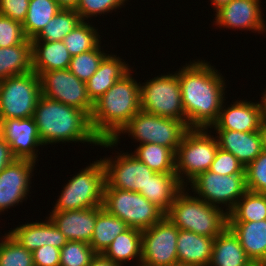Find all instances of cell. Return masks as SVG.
I'll return each instance as SVG.
<instances>
[{"mask_svg": "<svg viewBox=\"0 0 266 266\" xmlns=\"http://www.w3.org/2000/svg\"><path fill=\"white\" fill-rule=\"evenodd\" d=\"M209 62L190 61L176 73L181 89L185 124L189 128H210L219 117L225 100V81Z\"/></svg>", "mask_w": 266, "mask_h": 266, "instance_id": "obj_1", "label": "cell"}, {"mask_svg": "<svg viewBox=\"0 0 266 266\" xmlns=\"http://www.w3.org/2000/svg\"><path fill=\"white\" fill-rule=\"evenodd\" d=\"M41 142L44 145L66 142H87L99 145L93 133L90 117L82 110L41 95L33 114Z\"/></svg>", "mask_w": 266, "mask_h": 266, "instance_id": "obj_2", "label": "cell"}, {"mask_svg": "<svg viewBox=\"0 0 266 266\" xmlns=\"http://www.w3.org/2000/svg\"><path fill=\"white\" fill-rule=\"evenodd\" d=\"M131 70L93 103L90 123L100 140H112L140 110V82Z\"/></svg>", "mask_w": 266, "mask_h": 266, "instance_id": "obj_3", "label": "cell"}, {"mask_svg": "<svg viewBox=\"0 0 266 266\" xmlns=\"http://www.w3.org/2000/svg\"><path fill=\"white\" fill-rule=\"evenodd\" d=\"M185 188L177 194L165 216L181 230L215 238L228 226L227 213L196 195L190 196Z\"/></svg>", "mask_w": 266, "mask_h": 266, "instance_id": "obj_4", "label": "cell"}, {"mask_svg": "<svg viewBox=\"0 0 266 266\" xmlns=\"http://www.w3.org/2000/svg\"><path fill=\"white\" fill-rule=\"evenodd\" d=\"M190 128L182 121L172 118L161 117L149 114L140 110L129 122L119 131L112 140H100L99 145L105 148L117 146L120 134L128 133L131 138L140 142L155 143L170 148L176 153L184 134Z\"/></svg>", "mask_w": 266, "mask_h": 266, "instance_id": "obj_5", "label": "cell"}, {"mask_svg": "<svg viewBox=\"0 0 266 266\" xmlns=\"http://www.w3.org/2000/svg\"><path fill=\"white\" fill-rule=\"evenodd\" d=\"M218 148L216 137L211 136L208 129L190 128L175 153V172L180 183L187 187L188 182L209 170Z\"/></svg>", "mask_w": 266, "mask_h": 266, "instance_id": "obj_6", "label": "cell"}, {"mask_svg": "<svg viewBox=\"0 0 266 266\" xmlns=\"http://www.w3.org/2000/svg\"><path fill=\"white\" fill-rule=\"evenodd\" d=\"M68 181L52 211L81 210L103 205L106 182L101 159L79 170Z\"/></svg>", "mask_w": 266, "mask_h": 266, "instance_id": "obj_7", "label": "cell"}, {"mask_svg": "<svg viewBox=\"0 0 266 266\" xmlns=\"http://www.w3.org/2000/svg\"><path fill=\"white\" fill-rule=\"evenodd\" d=\"M103 208L123 220L128 227L144 230L158 223L165 214L142 194L104 186Z\"/></svg>", "mask_w": 266, "mask_h": 266, "instance_id": "obj_8", "label": "cell"}, {"mask_svg": "<svg viewBox=\"0 0 266 266\" xmlns=\"http://www.w3.org/2000/svg\"><path fill=\"white\" fill-rule=\"evenodd\" d=\"M40 96V78L34 71L0 81V119L33 117Z\"/></svg>", "mask_w": 266, "mask_h": 266, "instance_id": "obj_9", "label": "cell"}, {"mask_svg": "<svg viewBox=\"0 0 266 266\" xmlns=\"http://www.w3.org/2000/svg\"><path fill=\"white\" fill-rule=\"evenodd\" d=\"M140 108L143 112L185 123L178 74L157 76L140 84Z\"/></svg>", "mask_w": 266, "mask_h": 266, "instance_id": "obj_10", "label": "cell"}, {"mask_svg": "<svg viewBox=\"0 0 266 266\" xmlns=\"http://www.w3.org/2000/svg\"><path fill=\"white\" fill-rule=\"evenodd\" d=\"M192 192L198 198L218 208L219 204L226 206L228 214L238 200L248 191L246 186V174L220 175L204 171L190 182Z\"/></svg>", "mask_w": 266, "mask_h": 266, "instance_id": "obj_11", "label": "cell"}, {"mask_svg": "<svg viewBox=\"0 0 266 266\" xmlns=\"http://www.w3.org/2000/svg\"><path fill=\"white\" fill-rule=\"evenodd\" d=\"M178 233L179 228L166 216L142 230L141 266H178Z\"/></svg>", "mask_w": 266, "mask_h": 266, "instance_id": "obj_12", "label": "cell"}, {"mask_svg": "<svg viewBox=\"0 0 266 266\" xmlns=\"http://www.w3.org/2000/svg\"><path fill=\"white\" fill-rule=\"evenodd\" d=\"M41 95L84 111L89 117L93 103L87 95L86 83L69 69L42 72L39 75Z\"/></svg>", "mask_w": 266, "mask_h": 266, "instance_id": "obj_13", "label": "cell"}, {"mask_svg": "<svg viewBox=\"0 0 266 266\" xmlns=\"http://www.w3.org/2000/svg\"><path fill=\"white\" fill-rule=\"evenodd\" d=\"M109 158H101L105 169V182L111 188L140 192L145 189L151 176L155 174L145 163L132 153H119Z\"/></svg>", "mask_w": 266, "mask_h": 266, "instance_id": "obj_14", "label": "cell"}, {"mask_svg": "<svg viewBox=\"0 0 266 266\" xmlns=\"http://www.w3.org/2000/svg\"><path fill=\"white\" fill-rule=\"evenodd\" d=\"M0 135L9 143L16 159H27L36 162L38 146L43 143L38 134L33 117L25 119H0Z\"/></svg>", "mask_w": 266, "mask_h": 266, "instance_id": "obj_15", "label": "cell"}, {"mask_svg": "<svg viewBox=\"0 0 266 266\" xmlns=\"http://www.w3.org/2000/svg\"><path fill=\"white\" fill-rule=\"evenodd\" d=\"M35 164L31 160L15 159L0 172V213L28 199Z\"/></svg>", "mask_w": 266, "mask_h": 266, "instance_id": "obj_16", "label": "cell"}, {"mask_svg": "<svg viewBox=\"0 0 266 266\" xmlns=\"http://www.w3.org/2000/svg\"><path fill=\"white\" fill-rule=\"evenodd\" d=\"M260 0H232L215 11V26L219 28L266 32Z\"/></svg>", "mask_w": 266, "mask_h": 266, "instance_id": "obj_17", "label": "cell"}, {"mask_svg": "<svg viewBox=\"0 0 266 266\" xmlns=\"http://www.w3.org/2000/svg\"><path fill=\"white\" fill-rule=\"evenodd\" d=\"M103 206L67 211H52L49 218L68 241L90 244L96 223V216Z\"/></svg>", "mask_w": 266, "mask_h": 266, "instance_id": "obj_18", "label": "cell"}, {"mask_svg": "<svg viewBox=\"0 0 266 266\" xmlns=\"http://www.w3.org/2000/svg\"><path fill=\"white\" fill-rule=\"evenodd\" d=\"M250 102L247 100L235 101L230 105L231 107L224 108L223 101L218 120L210 128L240 132L259 131V125L263 118V106L261 102Z\"/></svg>", "mask_w": 266, "mask_h": 266, "instance_id": "obj_19", "label": "cell"}, {"mask_svg": "<svg viewBox=\"0 0 266 266\" xmlns=\"http://www.w3.org/2000/svg\"><path fill=\"white\" fill-rule=\"evenodd\" d=\"M47 219L44 222L22 224L9 230L8 234L30 252L44 245H52L61 249L68 240L51 219Z\"/></svg>", "mask_w": 266, "mask_h": 266, "instance_id": "obj_20", "label": "cell"}, {"mask_svg": "<svg viewBox=\"0 0 266 266\" xmlns=\"http://www.w3.org/2000/svg\"><path fill=\"white\" fill-rule=\"evenodd\" d=\"M215 130L219 148L232 153L244 167L249 165L263 151L259 131Z\"/></svg>", "mask_w": 266, "mask_h": 266, "instance_id": "obj_21", "label": "cell"}, {"mask_svg": "<svg viewBox=\"0 0 266 266\" xmlns=\"http://www.w3.org/2000/svg\"><path fill=\"white\" fill-rule=\"evenodd\" d=\"M214 239L179 229L177 239L178 266H209Z\"/></svg>", "mask_w": 266, "mask_h": 266, "instance_id": "obj_22", "label": "cell"}, {"mask_svg": "<svg viewBox=\"0 0 266 266\" xmlns=\"http://www.w3.org/2000/svg\"><path fill=\"white\" fill-rule=\"evenodd\" d=\"M126 62L113 54H107L96 72L86 82L87 95L92 103L105 94L118 80L130 71Z\"/></svg>", "mask_w": 266, "mask_h": 266, "instance_id": "obj_23", "label": "cell"}, {"mask_svg": "<svg viewBox=\"0 0 266 266\" xmlns=\"http://www.w3.org/2000/svg\"><path fill=\"white\" fill-rule=\"evenodd\" d=\"M250 260L257 265L266 261V219L251 222H228Z\"/></svg>", "mask_w": 266, "mask_h": 266, "instance_id": "obj_24", "label": "cell"}, {"mask_svg": "<svg viewBox=\"0 0 266 266\" xmlns=\"http://www.w3.org/2000/svg\"><path fill=\"white\" fill-rule=\"evenodd\" d=\"M240 244V240L227 226L215 237L209 266H254Z\"/></svg>", "mask_w": 266, "mask_h": 266, "instance_id": "obj_25", "label": "cell"}, {"mask_svg": "<svg viewBox=\"0 0 266 266\" xmlns=\"http://www.w3.org/2000/svg\"><path fill=\"white\" fill-rule=\"evenodd\" d=\"M32 71L42 72L68 69L71 55L63 41H31Z\"/></svg>", "mask_w": 266, "mask_h": 266, "instance_id": "obj_26", "label": "cell"}, {"mask_svg": "<svg viewBox=\"0 0 266 266\" xmlns=\"http://www.w3.org/2000/svg\"><path fill=\"white\" fill-rule=\"evenodd\" d=\"M184 187L176 173H155L139 193L166 215Z\"/></svg>", "mask_w": 266, "mask_h": 266, "instance_id": "obj_27", "label": "cell"}, {"mask_svg": "<svg viewBox=\"0 0 266 266\" xmlns=\"http://www.w3.org/2000/svg\"><path fill=\"white\" fill-rule=\"evenodd\" d=\"M142 230L128 227L124 232L115 237L112 243L102 253L108 259L123 266L126 261L138 259L141 266L142 260Z\"/></svg>", "mask_w": 266, "mask_h": 266, "instance_id": "obj_28", "label": "cell"}, {"mask_svg": "<svg viewBox=\"0 0 266 266\" xmlns=\"http://www.w3.org/2000/svg\"><path fill=\"white\" fill-rule=\"evenodd\" d=\"M32 71V43L26 39L16 46L0 48V81Z\"/></svg>", "mask_w": 266, "mask_h": 266, "instance_id": "obj_29", "label": "cell"}, {"mask_svg": "<svg viewBox=\"0 0 266 266\" xmlns=\"http://www.w3.org/2000/svg\"><path fill=\"white\" fill-rule=\"evenodd\" d=\"M61 9L55 0H30L22 23L26 38L34 39Z\"/></svg>", "mask_w": 266, "mask_h": 266, "instance_id": "obj_30", "label": "cell"}, {"mask_svg": "<svg viewBox=\"0 0 266 266\" xmlns=\"http://www.w3.org/2000/svg\"><path fill=\"white\" fill-rule=\"evenodd\" d=\"M128 228L120 218L109 214L104 208L96 216L90 245L96 253H103L117 235Z\"/></svg>", "mask_w": 266, "mask_h": 266, "instance_id": "obj_31", "label": "cell"}, {"mask_svg": "<svg viewBox=\"0 0 266 266\" xmlns=\"http://www.w3.org/2000/svg\"><path fill=\"white\" fill-rule=\"evenodd\" d=\"M132 154L155 173H176L175 153L166 146L145 143L137 146Z\"/></svg>", "mask_w": 266, "mask_h": 266, "instance_id": "obj_32", "label": "cell"}, {"mask_svg": "<svg viewBox=\"0 0 266 266\" xmlns=\"http://www.w3.org/2000/svg\"><path fill=\"white\" fill-rule=\"evenodd\" d=\"M228 222H251L266 219V194L247 191L227 214Z\"/></svg>", "mask_w": 266, "mask_h": 266, "instance_id": "obj_33", "label": "cell"}, {"mask_svg": "<svg viewBox=\"0 0 266 266\" xmlns=\"http://www.w3.org/2000/svg\"><path fill=\"white\" fill-rule=\"evenodd\" d=\"M81 22L75 9H61L31 41H62Z\"/></svg>", "mask_w": 266, "mask_h": 266, "instance_id": "obj_34", "label": "cell"}, {"mask_svg": "<svg viewBox=\"0 0 266 266\" xmlns=\"http://www.w3.org/2000/svg\"><path fill=\"white\" fill-rule=\"evenodd\" d=\"M86 21H82L62 40L71 56L92 50L101 44L98 29Z\"/></svg>", "mask_w": 266, "mask_h": 266, "instance_id": "obj_35", "label": "cell"}, {"mask_svg": "<svg viewBox=\"0 0 266 266\" xmlns=\"http://www.w3.org/2000/svg\"><path fill=\"white\" fill-rule=\"evenodd\" d=\"M100 44L89 51L71 57L69 71L78 79L87 82L89 78L96 72L101 61L107 55L104 50L101 51Z\"/></svg>", "mask_w": 266, "mask_h": 266, "instance_id": "obj_36", "label": "cell"}, {"mask_svg": "<svg viewBox=\"0 0 266 266\" xmlns=\"http://www.w3.org/2000/svg\"><path fill=\"white\" fill-rule=\"evenodd\" d=\"M0 242V266H34L33 253L26 250L8 233Z\"/></svg>", "mask_w": 266, "mask_h": 266, "instance_id": "obj_37", "label": "cell"}, {"mask_svg": "<svg viewBox=\"0 0 266 266\" xmlns=\"http://www.w3.org/2000/svg\"><path fill=\"white\" fill-rule=\"evenodd\" d=\"M97 253L81 241H67L60 250V266H89Z\"/></svg>", "mask_w": 266, "mask_h": 266, "instance_id": "obj_38", "label": "cell"}, {"mask_svg": "<svg viewBox=\"0 0 266 266\" xmlns=\"http://www.w3.org/2000/svg\"><path fill=\"white\" fill-rule=\"evenodd\" d=\"M247 190L266 194V150L245 167Z\"/></svg>", "mask_w": 266, "mask_h": 266, "instance_id": "obj_39", "label": "cell"}, {"mask_svg": "<svg viewBox=\"0 0 266 266\" xmlns=\"http://www.w3.org/2000/svg\"><path fill=\"white\" fill-rule=\"evenodd\" d=\"M127 0H79L75 11L82 21L121 8Z\"/></svg>", "mask_w": 266, "mask_h": 266, "instance_id": "obj_40", "label": "cell"}, {"mask_svg": "<svg viewBox=\"0 0 266 266\" xmlns=\"http://www.w3.org/2000/svg\"><path fill=\"white\" fill-rule=\"evenodd\" d=\"M26 39L21 22L0 14V48L16 46Z\"/></svg>", "mask_w": 266, "mask_h": 266, "instance_id": "obj_41", "label": "cell"}, {"mask_svg": "<svg viewBox=\"0 0 266 266\" xmlns=\"http://www.w3.org/2000/svg\"><path fill=\"white\" fill-rule=\"evenodd\" d=\"M209 170L220 175L245 174V167L239 160L232 153L220 148H218Z\"/></svg>", "mask_w": 266, "mask_h": 266, "instance_id": "obj_42", "label": "cell"}, {"mask_svg": "<svg viewBox=\"0 0 266 266\" xmlns=\"http://www.w3.org/2000/svg\"><path fill=\"white\" fill-rule=\"evenodd\" d=\"M30 0H0V14L23 23Z\"/></svg>", "mask_w": 266, "mask_h": 266, "instance_id": "obj_43", "label": "cell"}, {"mask_svg": "<svg viewBox=\"0 0 266 266\" xmlns=\"http://www.w3.org/2000/svg\"><path fill=\"white\" fill-rule=\"evenodd\" d=\"M60 250L52 245H44L33 253L34 266H60Z\"/></svg>", "mask_w": 266, "mask_h": 266, "instance_id": "obj_44", "label": "cell"}, {"mask_svg": "<svg viewBox=\"0 0 266 266\" xmlns=\"http://www.w3.org/2000/svg\"><path fill=\"white\" fill-rule=\"evenodd\" d=\"M15 159L16 158L10 149L9 143L0 135V172Z\"/></svg>", "mask_w": 266, "mask_h": 266, "instance_id": "obj_45", "label": "cell"}, {"mask_svg": "<svg viewBox=\"0 0 266 266\" xmlns=\"http://www.w3.org/2000/svg\"><path fill=\"white\" fill-rule=\"evenodd\" d=\"M89 266H119V265L108 259L102 253H97L91 260Z\"/></svg>", "mask_w": 266, "mask_h": 266, "instance_id": "obj_46", "label": "cell"}, {"mask_svg": "<svg viewBox=\"0 0 266 266\" xmlns=\"http://www.w3.org/2000/svg\"><path fill=\"white\" fill-rule=\"evenodd\" d=\"M259 133L261 136L262 148L266 150V117L263 116L259 125Z\"/></svg>", "mask_w": 266, "mask_h": 266, "instance_id": "obj_47", "label": "cell"}, {"mask_svg": "<svg viewBox=\"0 0 266 266\" xmlns=\"http://www.w3.org/2000/svg\"><path fill=\"white\" fill-rule=\"evenodd\" d=\"M62 9H75L79 0H55Z\"/></svg>", "mask_w": 266, "mask_h": 266, "instance_id": "obj_48", "label": "cell"}, {"mask_svg": "<svg viewBox=\"0 0 266 266\" xmlns=\"http://www.w3.org/2000/svg\"><path fill=\"white\" fill-rule=\"evenodd\" d=\"M232 0H211L212 5L214 6L213 10H219L221 7L227 5Z\"/></svg>", "mask_w": 266, "mask_h": 266, "instance_id": "obj_49", "label": "cell"}, {"mask_svg": "<svg viewBox=\"0 0 266 266\" xmlns=\"http://www.w3.org/2000/svg\"><path fill=\"white\" fill-rule=\"evenodd\" d=\"M261 103H262V106H263V116L266 117V89L263 92Z\"/></svg>", "mask_w": 266, "mask_h": 266, "instance_id": "obj_50", "label": "cell"}]
</instances>
